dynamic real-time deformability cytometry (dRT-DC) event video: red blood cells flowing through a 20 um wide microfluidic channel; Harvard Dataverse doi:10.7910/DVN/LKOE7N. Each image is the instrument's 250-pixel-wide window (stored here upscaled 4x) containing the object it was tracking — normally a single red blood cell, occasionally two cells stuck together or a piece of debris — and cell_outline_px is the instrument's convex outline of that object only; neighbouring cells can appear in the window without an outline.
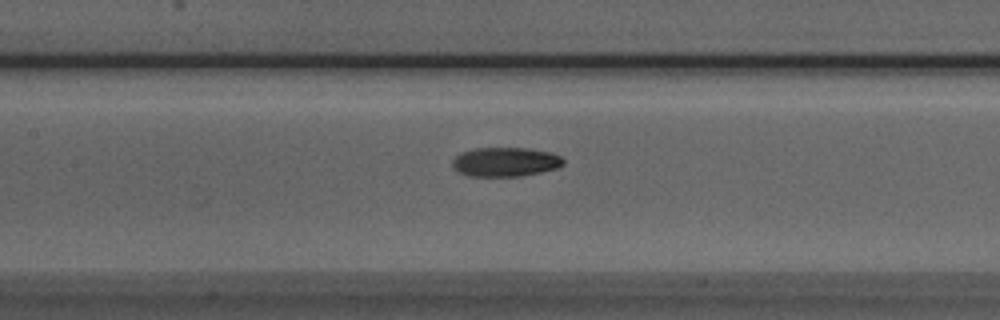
{"species": "Egyptian fruit bat (a non-hibernating species)", "species_latin": "Rousettus aegyptiacus", "temperature_condition": "room temperature", "stored_images_in_passage": 46, "camera_frame_rate_fps": 3000, "um_per_image_px": 0.085, "animal": {"sex": "male"}, "frame": {"image": 1, "passage_image": 24, "time_ms": 7.667, "image_size_px": [1000, 320], "cell_outline_px": [[564, 164], [556, 168], [540, 172], [520, 176], [468, 176], [452, 168], [452, 160], [460, 152], [472, 148], [528, 148], [552, 152], [560, 156], [564, 160]], "centroid_in_image_um": [42.93, 13.75], "position_along_channel_um": 164.5, "area_um2": 19.02}}
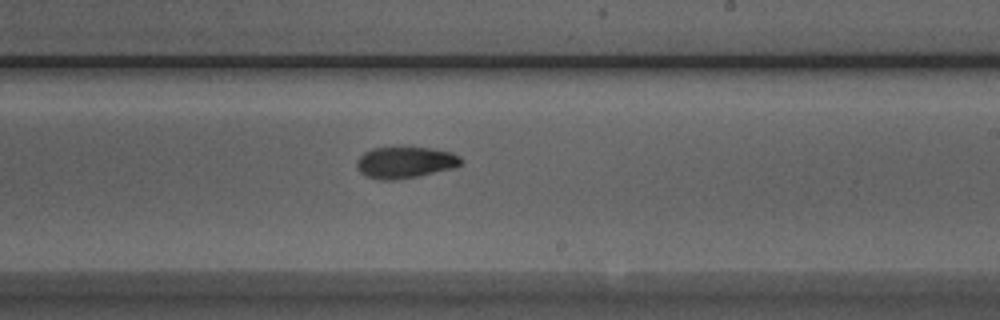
{"frame": {"image": 2, "passage_image": 31, "time_ms": 10.0, "image_size_px": [1000, 320], "cell_outline_px": [[464, 160], [456, 168], [420, 176], [396, 180], [380, 180], [364, 176], [356, 168], [356, 160], [364, 152], [372, 148], [432, 148], [452, 152], [460, 156]], "centroid_in_image_um": [34.45, 13.82], "position_along_channel_um": 254.6, "area_um2": 19.42}}
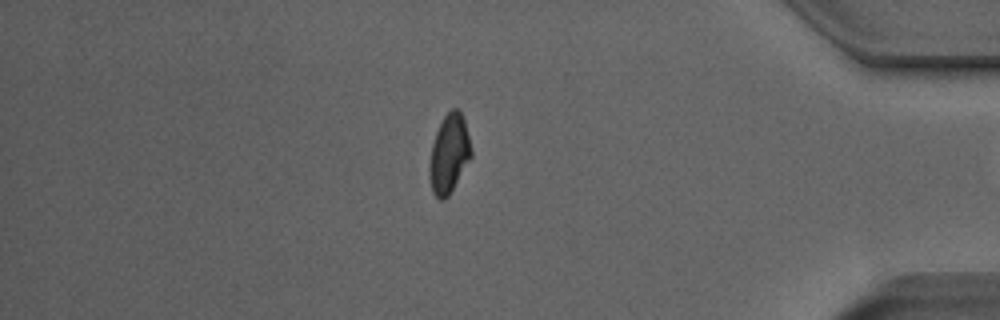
{"frame": {"image": 3, "passage_image": 45, "time_ms": 14.667, "image_size_px": [1000, 320], "cell_outline_px": [[472, 156], [448, 196], [444, 200], [440, 200], [432, 192], [428, 176], [428, 168], [432, 144], [436, 132], [444, 116], [452, 108], [456, 108], [460, 112], [464, 120], [472, 152]], "centroid_in_image_um": [38.15, 13.1], "position_along_channel_um": 397.1, "area_um2": 19.02}}